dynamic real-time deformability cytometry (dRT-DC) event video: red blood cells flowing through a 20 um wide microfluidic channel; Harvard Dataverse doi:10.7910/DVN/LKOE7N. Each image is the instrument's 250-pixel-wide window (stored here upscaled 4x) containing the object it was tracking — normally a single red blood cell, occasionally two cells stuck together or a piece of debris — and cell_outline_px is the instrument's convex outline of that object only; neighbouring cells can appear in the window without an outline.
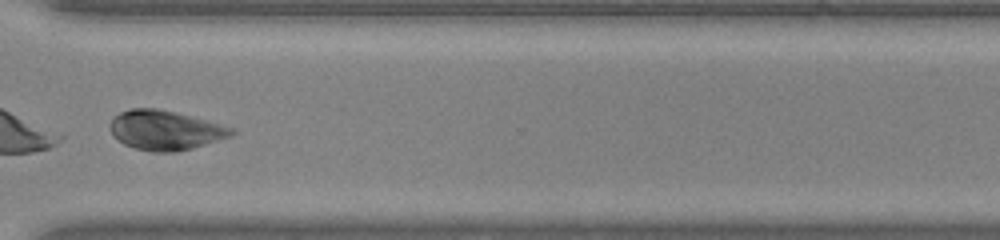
{"species": "common noctule bat (a hibernating species)", "species_latin": "Nyctalus noctula", "temperature_condition": "warm", "stored_images_in_passage": 45, "camera_frame_rate_fps": 3000, "um_per_image_px": 0.085, "animal": {"sex": "male", "body_mass_g": 20.0, "forearm_length_mm": 53.3}, "frame": {"image": 1, "passage_image": 34, "time_ms": 11.0, "image_size_px": [1000, 240], "cell_outline_px": [[236, 132], [232, 136], [192, 148], [176, 152], [152, 152], [136, 148], [124, 144], [112, 136], [112, 120], [120, 112], [132, 108], [156, 108], [236, 128]], "centroid_in_image_um": [14.07, 11.08], "position_along_channel_um": 356.5, "area_um2": 27.57}, "authors_computed_cell_mechanics": {"area_um2": 26.2412, "velocity_mm_per_s": 3.9896, "shape_relaxation_time_tau1_ms": 1.187, "shape_relaxation_time_tau2_ms": 1.2778, "deformation_change_tau1": 0.2786, "deformation_change_tau2": 0.0883}}